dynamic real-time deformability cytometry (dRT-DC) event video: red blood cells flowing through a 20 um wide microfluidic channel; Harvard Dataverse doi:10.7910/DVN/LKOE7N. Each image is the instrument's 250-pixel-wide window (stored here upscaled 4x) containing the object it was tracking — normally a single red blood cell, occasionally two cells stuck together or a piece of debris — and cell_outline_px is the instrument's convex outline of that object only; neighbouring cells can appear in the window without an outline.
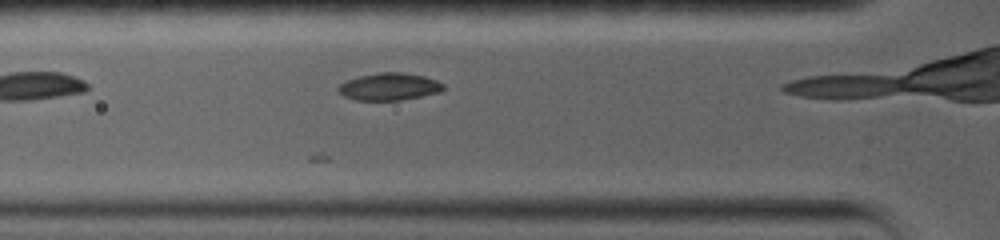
{"species": "common noctule bat (a hibernating species)", "species_latin": "Nyctalus noctula", "temperature_condition": "warm", "stored_images_in_passage": 3, "camera_frame_rate_fps": 5000, "um_per_image_px": 0.085, "animal": {"sex": "female", "body_mass_g": 19.0, "forearm_length_mm": 56.7}, "frame": {"image": 1, "passage_image": 2, "time_ms": 0.4, "image_size_px": [1000, 240], "cell_outline_px": [[444, 88], [440, 92], [400, 100], [356, 100], [344, 96], [336, 88], [340, 84], [348, 80], [360, 76], [380, 72], [400, 72], [424, 76], [436, 80], [444, 84]], "centroid_in_image_um": [33.09, 7.36], "position_along_channel_um": 92.7, "area_um2": 16.53}}